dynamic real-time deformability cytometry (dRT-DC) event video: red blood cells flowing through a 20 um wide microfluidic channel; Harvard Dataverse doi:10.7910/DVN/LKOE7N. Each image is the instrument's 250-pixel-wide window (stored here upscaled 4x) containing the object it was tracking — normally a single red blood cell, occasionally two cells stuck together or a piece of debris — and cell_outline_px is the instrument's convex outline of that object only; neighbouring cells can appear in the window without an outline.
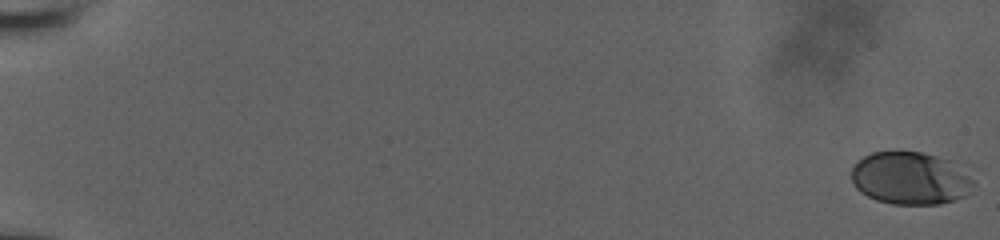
{"species": "human", "species_latin": "Homo sapiens", "temperature_condition": "room temperature", "stored_images_in_passage": 57, "camera_frame_rate_fps": 3000, "um_per_image_px": 0.085, "donor": {"sex": "male"}, "frame": {"image": 1, "passage_image": 1, "time_ms": 0.0, "image_size_px": [1000, 240], "cell_outline_px": [[976, 192], [940, 204], [892, 204], [876, 200], [860, 192], [852, 184], [852, 168], [864, 156], [872, 152], [920, 152], [936, 156], [948, 160], [968, 172], [976, 184]], "centroid_in_image_um": [77.43, 15.17], "position_along_channel_um": 7.6, "area_um2": 37.69}}
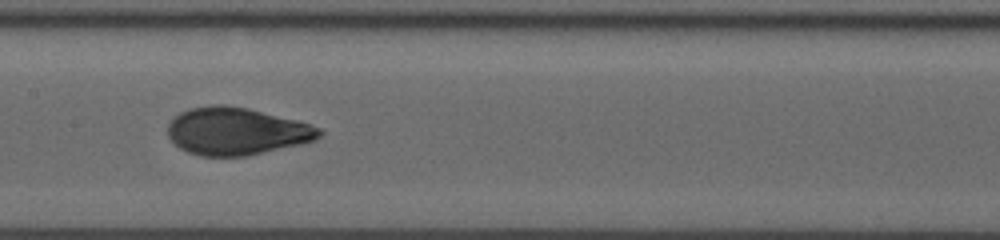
{"frame": {"image": 2, "passage_image": 32, "time_ms": 10.333, "image_size_px": [1000, 240], "cell_outline_px": [[324, 132], [320, 136], [304, 144], [244, 156], [200, 156], [188, 152], [180, 148], [168, 136], [168, 124], [172, 116], [188, 108], [212, 104], [224, 104], [248, 108], [296, 120], [320, 128]], "centroid_in_image_um": [20.07, 11.14], "position_along_channel_um": 187.3, "area_um2": 42.02}}
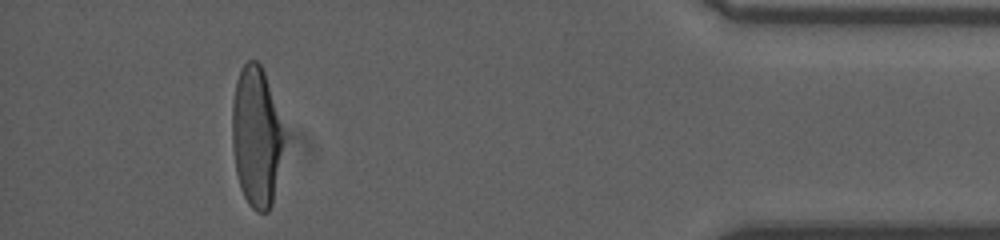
{"frame": {"image": 3, "passage_image": 53, "time_ms": 17.333, "image_size_px": [1000, 240], "cell_outline_px": [[284, 140], [272, 204], [268, 212], [256, 212], [248, 204], [240, 188], [236, 172], [232, 148], [232, 100], [236, 80], [244, 64], [248, 60], [256, 60], [260, 64], [264, 72]], "centroid_in_image_um": [21.73, 11.67], "position_along_channel_um": 413.5, "area_um2": 41.38}}